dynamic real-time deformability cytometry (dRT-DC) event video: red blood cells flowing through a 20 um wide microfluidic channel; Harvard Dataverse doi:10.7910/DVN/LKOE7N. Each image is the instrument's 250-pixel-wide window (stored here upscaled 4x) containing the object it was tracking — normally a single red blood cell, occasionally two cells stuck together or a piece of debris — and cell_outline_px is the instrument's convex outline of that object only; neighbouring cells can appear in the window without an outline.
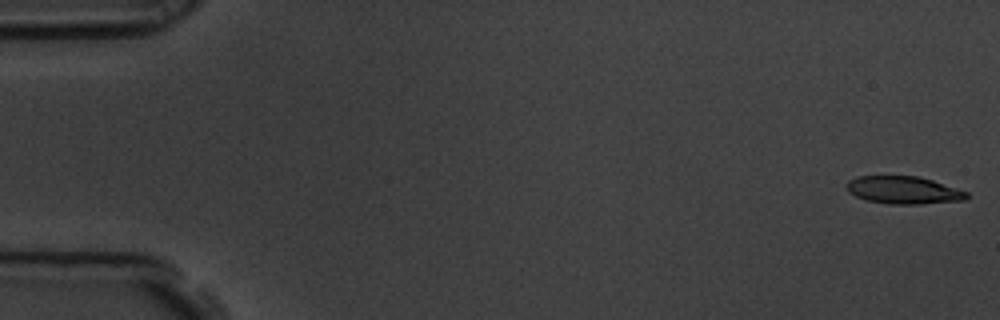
{"species": "common noctule bat (a hibernating species)", "species_latin": "Nyctalus noctula", "temperature_condition": "room temperature", "stored_images_in_passage": 4, "camera_frame_rate_fps": 3000, "um_per_image_px": 0.085, "animal": {"sex": "male", "body_mass_g": 19.5, "forearm_length_mm": 54.6}, "frame": {"image": 1, "passage_image": 1, "time_ms": 0.0, "image_size_px": [1000, 320], "cell_outline_px": [[968, 196], [964, 200], [920, 204], [888, 204], [864, 200], [848, 192], [844, 184], [848, 180], [856, 176], [916, 176], [932, 180], [968, 192]], "centroid_in_image_um": [76.74, 16.16], "position_along_channel_um": 8.3, "area_um2": 19.42}}